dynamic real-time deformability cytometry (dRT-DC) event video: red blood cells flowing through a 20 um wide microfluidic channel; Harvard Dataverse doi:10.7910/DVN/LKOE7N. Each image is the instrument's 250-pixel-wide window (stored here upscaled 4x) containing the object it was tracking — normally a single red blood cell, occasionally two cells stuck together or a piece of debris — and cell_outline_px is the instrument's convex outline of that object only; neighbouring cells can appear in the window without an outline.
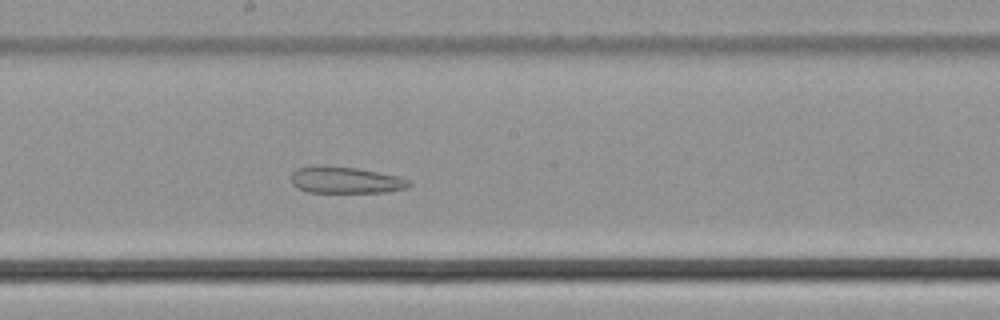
{"species": "common noctule bat (a hibernating species)", "species_latin": "Nyctalus noctula", "temperature_condition": "cold", "stored_images_in_passage": 49, "camera_frame_rate_fps": 3000, "um_per_image_px": 0.085, "animal": {"sex": "male", "body_mass_g": 21.5, "forearm_length_mm": 52.0}, "frame": {"image": 1, "passage_image": 26, "time_ms": 8.333, "image_size_px": [1000, 320], "cell_outline_px": [[412, 184], [408, 188], [388, 192], [308, 192], [296, 188], [292, 184], [292, 172], [296, 168], [356, 168], [396, 176], [412, 180]], "centroid_in_image_um": [29.45, 15.35], "position_along_channel_um": 218.8, "area_um2": 17.63}}
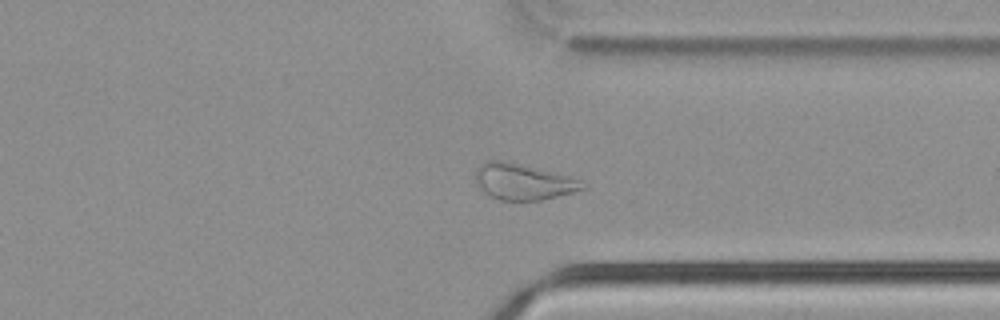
{"frame": {"image": 2, "passage_image": 37, "time_ms": 12.0, "image_size_px": [1000, 320], "cell_outline_px": [[588, 188], [540, 200], [500, 200], [488, 196], [476, 184], [476, 168], [484, 160], [508, 160], [568, 176], [580, 180], [588, 184]], "centroid_in_image_um": [44.44, 15.43], "position_along_channel_um": 367.0, "area_um2": 22.72}}
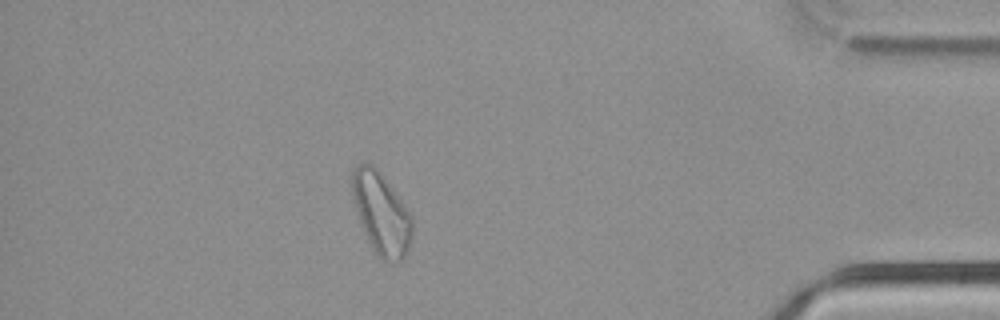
{"frame": {"image": 3, "passage_image": 43, "time_ms": 14.0, "image_size_px": [1000, 320], "cell_outline_px": [[412, 236], [408, 248], [404, 256], [400, 260], [392, 264], [376, 256], [368, 240], [360, 220], [356, 208], [352, 192], [352, 172], [356, 164], [372, 164], [376, 168], [392, 188], [404, 204], [412, 216]], "centroid_in_image_um": [32.42, 18.17], "position_along_channel_um": 402.8, "area_um2": 28.21}}